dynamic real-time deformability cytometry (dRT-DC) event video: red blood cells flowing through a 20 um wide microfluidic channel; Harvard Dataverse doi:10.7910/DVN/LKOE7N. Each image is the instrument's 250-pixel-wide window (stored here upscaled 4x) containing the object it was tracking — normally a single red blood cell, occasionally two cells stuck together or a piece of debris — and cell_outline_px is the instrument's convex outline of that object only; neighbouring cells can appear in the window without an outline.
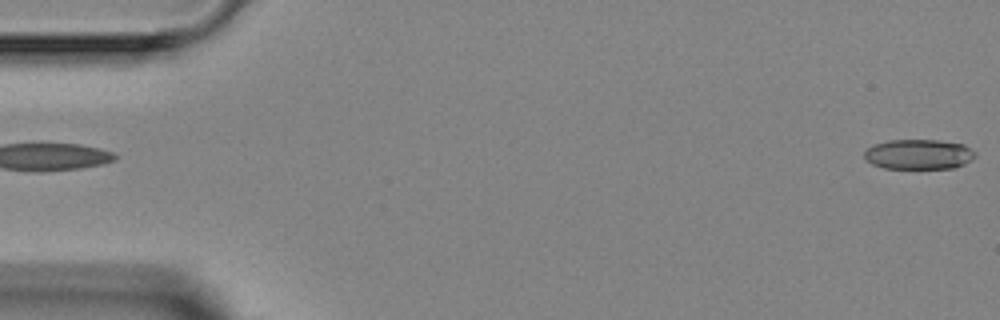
{"species": "Egyptian fruit bat (a non-hibernating species)", "species_latin": "Rousettus aegyptiacus", "temperature_condition": "room temperature", "stored_images_in_passage": 3, "segment_of_instrument_passage": [2, 2], "camera_frame_rate_fps": 3000, "um_per_image_px": 0.085, "animal": {"sex": "female"}, "frame": {"image": 1, "passage_image": 3, "time_ms": 3.667, "image_size_px": [1000, 320], "cell_outline_px": [[976, 156], [972, 160], [956, 168], [884, 168], [872, 164], [864, 160], [864, 152], [872, 144], [888, 140], [940, 140], [964, 144], [976, 152]], "centroid_in_image_um": [78.09, 13.11], "position_along_channel_um": 6.9, "area_um2": 19.65}}